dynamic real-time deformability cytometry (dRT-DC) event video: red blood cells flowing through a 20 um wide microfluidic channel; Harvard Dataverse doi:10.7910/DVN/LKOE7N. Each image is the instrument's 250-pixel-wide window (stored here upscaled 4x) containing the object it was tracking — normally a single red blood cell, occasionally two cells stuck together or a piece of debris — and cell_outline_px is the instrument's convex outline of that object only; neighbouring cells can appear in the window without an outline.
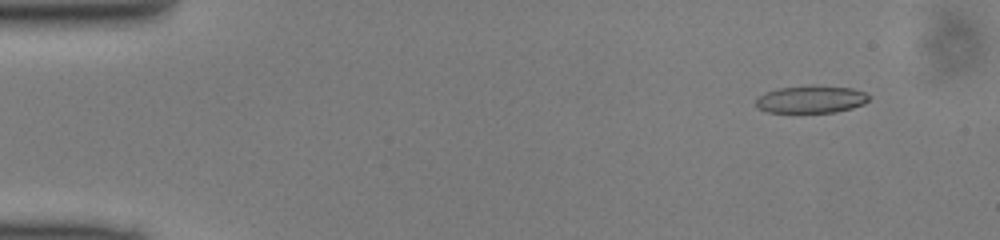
{"species": "common noctule bat (a hibernating species)", "species_latin": "Nyctalus noctula", "temperature_condition": "cold", "stored_images_in_passage": 47, "camera_frame_rate_fps": 3000, "um_per_image_px": 0.085, "animal": {"sex": "male", "body_mass_g": 13.0, "forearm_length_mm": 53.1}, "frame": {"image": 1, "passage_image": 3, "time_ms": 0.667, "image_size_px": [1000, 240], "cell_outline_px": [[872, 96], [864, 104], [852, 108], [836, 112], [768, 112], [756, 108], [756, 100], [760, 96], [768, 92], [780, 88], [816, 84], [852, 88], [864, 92]], "centroid_in_image_um": [68.99, 8.43], "position_along_channel_um": 16.0, "area_um2": 18.21}}
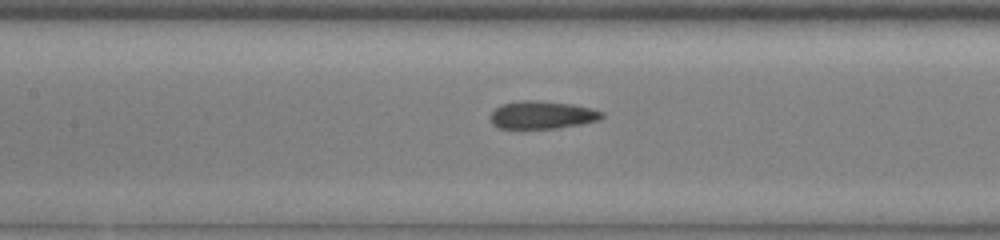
{"frame": {"image": 2, "passage_image": 21, "time_ms": 6.667, "image_size_px": [1000, 240], "cell_outline_px": [[604, 116], [600, 120], [580, 124], [556, 128], [500, 128], [492, 124], [492, 112], [500, 104], [520, 100], [540, 100], [572, 104], [604, 112]], "centroid_in_image_um": [46.09, 9.76], "position_along_channel_um": 161.3, "area_um2": 17.98}}
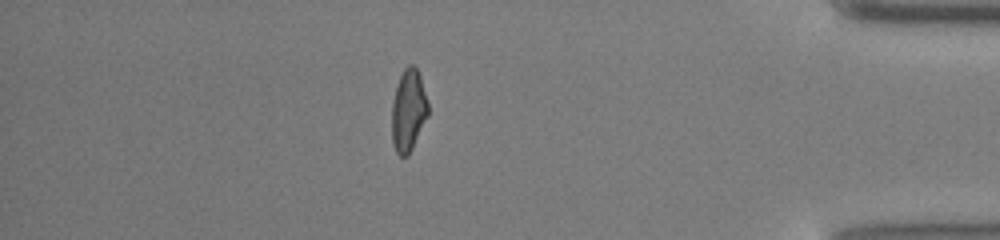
{"frame": {"image": 3, "passage_image": 41, "time_ms": 13.333, "image_size_px": [1000, 240], "cell_outline_px": [[428, 116], [408, 156], [400, 156], [396, 152], [392, 140], [392, 100], [400, 76], [404, 68], [408, 64], [412, 64], [416, 68], [420, 76], [428, 104]], "centroid_in_image_um": [34.71, 9.4], "position_along_channel_um": 400.5, "area_um2": 17.22}}